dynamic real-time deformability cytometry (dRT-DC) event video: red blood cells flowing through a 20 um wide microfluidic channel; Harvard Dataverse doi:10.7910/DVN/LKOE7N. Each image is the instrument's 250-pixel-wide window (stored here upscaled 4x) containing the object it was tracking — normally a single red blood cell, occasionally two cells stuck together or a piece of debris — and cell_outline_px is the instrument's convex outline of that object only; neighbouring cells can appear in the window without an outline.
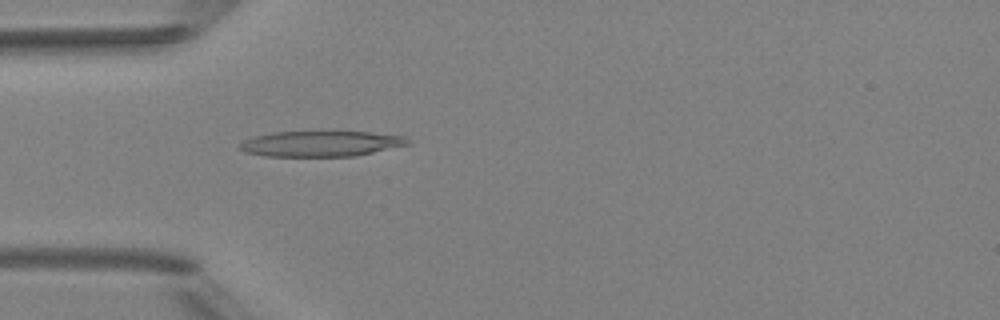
{"species": "Egyptian fruit bat (a non-hibernating species)", "species_latin": "Rousettus aegyptiacus", "temperature_condition": "room temperature", "stored_images_in_passage": 5, "camera_frame_rate_fps": 3000, "um_per_image_px": 0.085, "animal": {"sex": "female"}, "frame": {"image": 1, "passage_image": 5, "time_ms": 4.333, "image_size_px": [1000, 320], "cell_outline_px": [[412, 144], [356, 156], [264, 156], [244, 152], [240, 148], [240, 144], [244, 140], [256, 136], [272, 132], [368, 132], [404, 136]], "centroid_in_image_um": [27.3, 12.22], "position_along_channel_um": 57.7, "area_um2": 24.91}}